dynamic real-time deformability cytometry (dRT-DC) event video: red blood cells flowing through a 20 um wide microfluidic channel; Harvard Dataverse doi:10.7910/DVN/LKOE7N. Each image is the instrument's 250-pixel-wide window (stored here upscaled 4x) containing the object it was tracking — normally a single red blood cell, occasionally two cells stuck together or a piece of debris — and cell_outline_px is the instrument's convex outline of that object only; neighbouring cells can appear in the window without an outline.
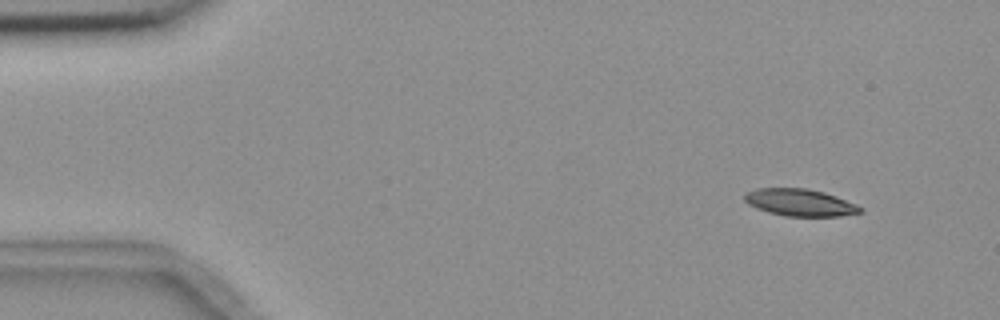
{"species": "common noctule bat (a hibernating species)", "species_latin": "Nyctalus noctula", "temperature_condition": "room temperature", "stored_images_in_passage": 4, "camera_frame_rate_fps": 3000, "um_per_image_px": 0.085, "animal": {"sex": "female", "body_mass_g": 18.4}, "frame": {"image": 1, "passage_image": 1, "time_ms": 0.0, "image_size_px": [1000, 320], "cell_outline_px": [[864, 212], [840, 216], [784, 216], [768, 212], [756, 208], [748, 204], [744, 200], [744, 192], [756, 188], [808, 188], [824, 192], [836, 196], [856, 204], [864, 208]], "centroid_in_image_um": [67.99, 17.21], "position_along_channel_um": 17.0, "area_um2": 18.5}}